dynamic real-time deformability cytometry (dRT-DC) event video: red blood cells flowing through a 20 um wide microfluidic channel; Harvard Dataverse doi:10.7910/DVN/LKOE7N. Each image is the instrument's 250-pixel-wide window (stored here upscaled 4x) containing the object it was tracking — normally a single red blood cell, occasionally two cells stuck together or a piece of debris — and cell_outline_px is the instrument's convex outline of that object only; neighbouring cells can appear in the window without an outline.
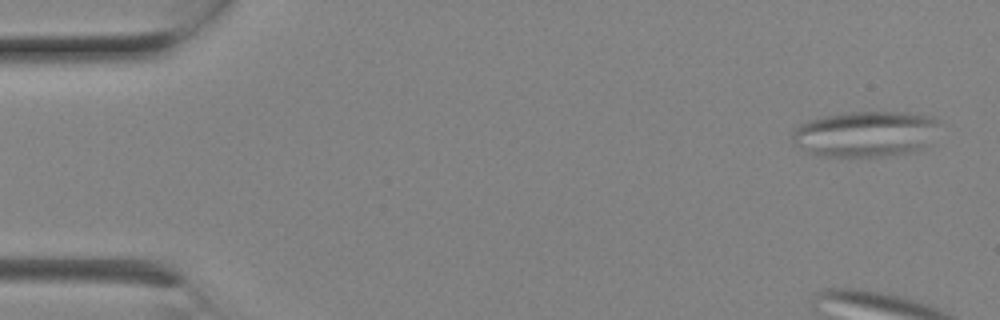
{"species": "Egyptian fruit bat (a non-hibernating species)", "species_latin": "Rousettus aegyptiacus", "temperature_condition": "room temperature", "stored_images_in_passage": 9, "camera_frame_rate_fps": 3000, "um_per_image_px": 0.085, "animal": {"sex": "female"}, "frame": {"image": 1, "passage_image": 1, "time_ms": 0.0, "image_size_px": [1000, 320], "cell_outline_px": [[940, 120], [928, 144], [920, 148], [908, 152], [892, 156], [820, 156], [808, 152], [800, 148], [792, 140], [792, 128], [808, 120], [820, 116], [844, 112], [908, 112], [932, 116]], "centroid_in_image_um": [73.52, 11.37], "position_along_channel_um": 11.5, "area_um2": 39.48}}
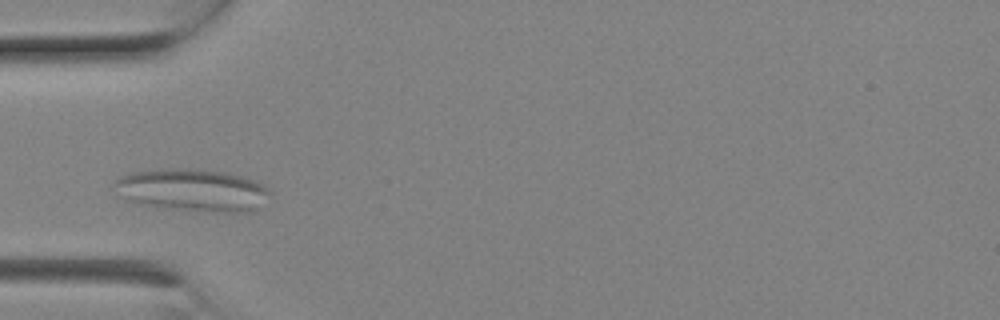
{"frame": {"image": 2, "passage_image": 7, "time_ms": 2.0, "image_size_px": [1000, 320], "cell_outline_px": [[272, 192], [252, 212], [208, 212], [140, 204], [124, 200], [112, 184], [120, 176], [132, 172], [172, 168], [184, 168], [224, 172], [244, 176], [256, 180], [264, 184]], "centroid_in_image_um": [16.37, 16.15], "position_along_channel_um": 68.6, "area_um2": 38.49}}
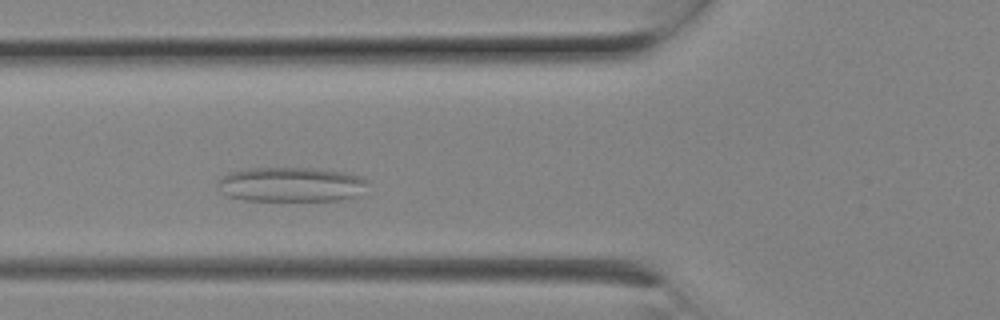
{"frame": {"image": 3, "passage_image": 8, "time_ms": 2.333, "image_size_px": [1000, 320], "cell_outline_px": [[368, 180], [356, 196], [340, 200], [244, 200], [228, 196], [220, 192], [220, 176], [228, 172], [248, 168], [308, 168], [348, 172], [360, 176]], "centroid_in_image_um": [24.7, 15.67], "position_along_channel_um": 101.1, "area_um2": 30.06}}